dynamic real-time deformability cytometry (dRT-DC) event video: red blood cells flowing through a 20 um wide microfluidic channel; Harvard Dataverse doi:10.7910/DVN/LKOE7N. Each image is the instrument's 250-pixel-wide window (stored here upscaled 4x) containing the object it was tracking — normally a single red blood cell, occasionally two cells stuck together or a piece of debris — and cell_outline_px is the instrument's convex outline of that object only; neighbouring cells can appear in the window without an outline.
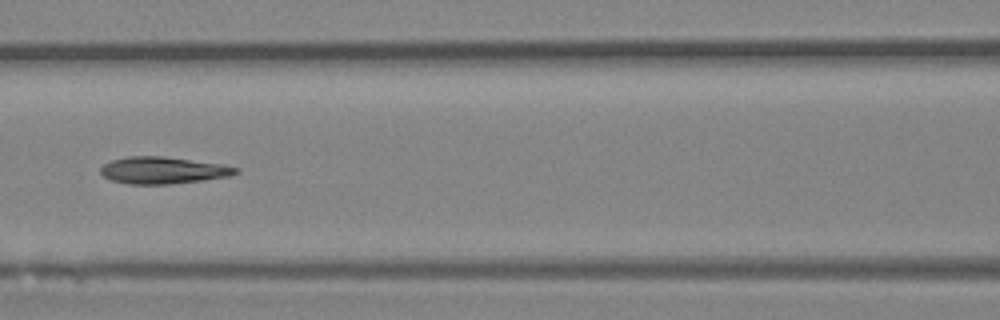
{"species": "Egyptian fruit bat (a non-hibernating species)", "species_latin": "Rousettus aegyptiacus", "temperature_condition": "room temperature", "stored_images_in_passage": 17, "camera_frame_rate_fps": 3000, "um_per_image_px": 0.085, "animal": {"sex": "female"}, "frame": {"image": 1, "passage_image": 8, "time_ms": 2.333, "image_size_px": [1000, 320], "cell_outline_px": [[240, 172], [228, 176], [204, 180], [168, 184], [128, 184], [112, 180], [104, 176], [100, 172], [100, 168], [104, 164], [112, 160], [128, 156], [164, 156], [220, 164], [236, 168]], "centroid_in_image_um": [13.82, 14.47], "position_along_channel_um": 152.8, "area_um2": 20.98}}